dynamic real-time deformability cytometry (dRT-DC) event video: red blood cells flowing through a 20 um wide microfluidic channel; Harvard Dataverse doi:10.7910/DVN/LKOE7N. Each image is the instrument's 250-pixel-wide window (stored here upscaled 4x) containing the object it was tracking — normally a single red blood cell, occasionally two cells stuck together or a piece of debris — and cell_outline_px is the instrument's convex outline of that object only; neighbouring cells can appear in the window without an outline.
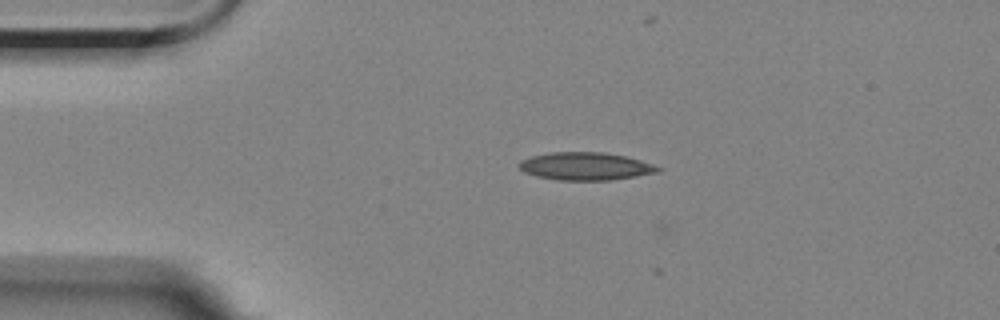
{"species": "Egyptian fruit bat (a non-hibernating species)", "species_latin": "Rousettus aegyptiacus", "temperature_condition": "room temperature", "stored_images_in_passage": 7, "camera_frame_rate_fps": 3000, "um_per_image_px": 0.085, "animal": {"sex": "female"}, "frame": {"image": 1, "passage_image": 5, "time_ms": 4.667, "image_size_px": [1000, 320], "cell_outline_px": [[664, 168], [660, 172], [636, 176], [608, 180], [556, 180], [536, 176], [524, 172], [516, 164], [520, 160], [532, 156], [552, 152], [604, 152], [624, 156], [640, 160]], "centroid_in_image_um": [49.76, 14.13], "position_along_channel_um": 35.2, "area_um2": 22.54}}